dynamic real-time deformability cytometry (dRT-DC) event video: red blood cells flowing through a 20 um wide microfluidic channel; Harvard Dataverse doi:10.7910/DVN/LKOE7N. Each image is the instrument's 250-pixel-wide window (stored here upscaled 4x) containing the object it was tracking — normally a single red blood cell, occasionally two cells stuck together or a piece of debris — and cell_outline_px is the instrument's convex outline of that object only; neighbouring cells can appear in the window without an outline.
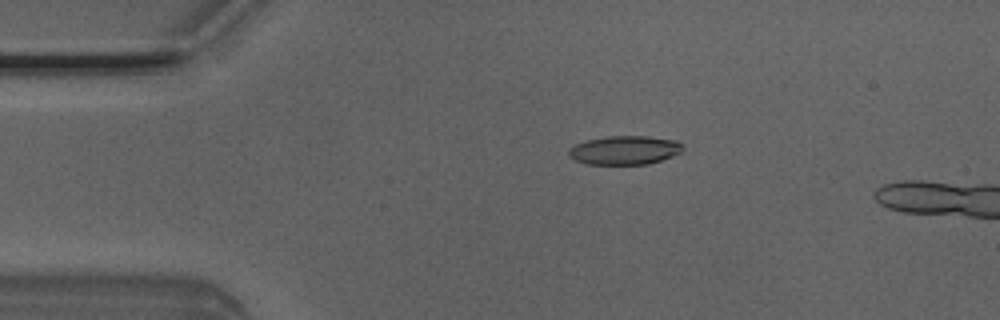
{"species": "Egyptian fruit bat (a non-hibernating species)", "species_latin": "Rousettus aegyptiacus", "temperature_condition": "room temperature", "stored_images_in_passage": 4, "camera_frame_rate_fps": 3000, "um_per_image_px": 0.085, "animal": {"sex": "male"}, "frame": {"image": 1, "passage_image": 3, "time_ms": 0.667, "image_size_px": [1000, 320], "cell_outline_px": [[684, 148], [680, 152], [672, 156], [648, 164], [588, 164], [576, 160], [568, 156], [568, 148], [576, 144], [588, 140], [608, 136], [648, 136], [676, 140], [684, 144]], "centroid_in_image_um": [53.11, 12.76], "position_along_channel_um": 31.9, "area_um2": 19.13}}